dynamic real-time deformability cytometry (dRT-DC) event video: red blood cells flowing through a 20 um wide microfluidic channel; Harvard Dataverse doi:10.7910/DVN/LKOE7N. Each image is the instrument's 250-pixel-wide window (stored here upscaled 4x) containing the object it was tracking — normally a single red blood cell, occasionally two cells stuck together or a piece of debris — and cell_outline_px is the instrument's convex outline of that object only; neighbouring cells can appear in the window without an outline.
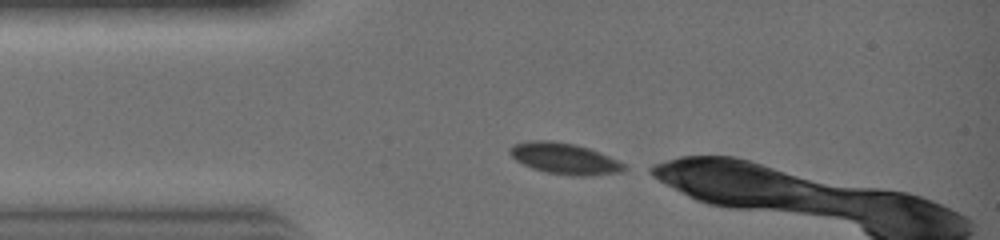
{"species": "common noctule bat (a hibernating species)", "species_latin": "Nyctalus noctula", "temperature_condition": "warm", "stored_images_in_passage": 23, "camera_frame_rate_fps": 3000, "um_per_image_px": 0.085, "animal": {"sex": "female", "body_mass_g": 19.0, "forearm_length_mm": 51.5}, "frame": {"image": 1, "passage_image": 1, "time_ms": 0.0, "image_size_px": [1000, 240], "cell_outline_px": [[628, 168], [620, 172], [584, 176], [572, 176], [544, 172], [532, 168], [516, 160], [508, 152], [508, 148], [516, 144], [528, 140], [552, 140], [576, 144], [588, 148], [608, 156], [624, 164]], "centroid_in_image_um": [47.95, 13.47], "position_along_channel_um": 37.1, "area_um2": 20.69}}
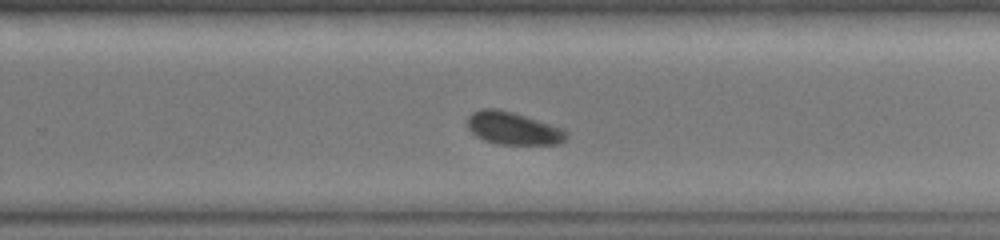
{"frame": {"image": 2, "passage_image": 14, "time_ms": 4.333, "image_size_px": [1000, 240], "cell_outline_px": [[568, 136], [564, 140], [556, 144], [496, 144], [484, 140], [476, 136], [468, 128], [468, 116], [472, 112], [480, 108], [496, 108], [512, 112], [564, 128], [568, 132]], "centroid_in_image_um": [43.61, 10.9], "position_along_channel_um": 286.2, "area_um2": 18.84}}